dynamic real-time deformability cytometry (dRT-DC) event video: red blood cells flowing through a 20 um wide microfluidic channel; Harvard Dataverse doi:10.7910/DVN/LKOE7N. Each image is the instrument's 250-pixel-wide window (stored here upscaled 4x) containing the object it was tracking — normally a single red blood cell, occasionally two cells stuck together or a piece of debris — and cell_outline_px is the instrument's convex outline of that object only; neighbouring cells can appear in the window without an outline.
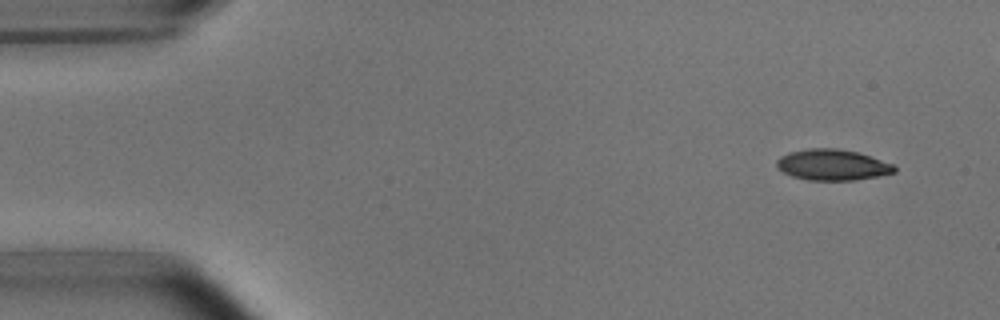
{"species": "common noctule bat (a hibernating species)", "species_latin": "Nyctalus noctula", "temperature_condition": "room temperature", "stored_images_in_passage": 5, "segment_of_instrument_passage": [2, 2], "camera_frame_rate_fps": 3000, "um_per_image_px": 0.085, "animal": {"sex": "male", "body_mass_g": 15.6}, "frame": {"image": 1, "passage_image": 5, "time_ms": 4.667, "image_size_px": [1000, 320], "cell_outline_px": [[896, 172], [856, 180], [808, 180], [792, 176], [784, 172], [776, 164], [776, 160], [780, 156], [788, 152], [808, 148], [840, 148], [856, 152], [892, 164], [896, 168]], "centroid_in_image_um": [70.72, 14.0], "position_along_channel_um": 14.3, "area_um2": 21.04}}